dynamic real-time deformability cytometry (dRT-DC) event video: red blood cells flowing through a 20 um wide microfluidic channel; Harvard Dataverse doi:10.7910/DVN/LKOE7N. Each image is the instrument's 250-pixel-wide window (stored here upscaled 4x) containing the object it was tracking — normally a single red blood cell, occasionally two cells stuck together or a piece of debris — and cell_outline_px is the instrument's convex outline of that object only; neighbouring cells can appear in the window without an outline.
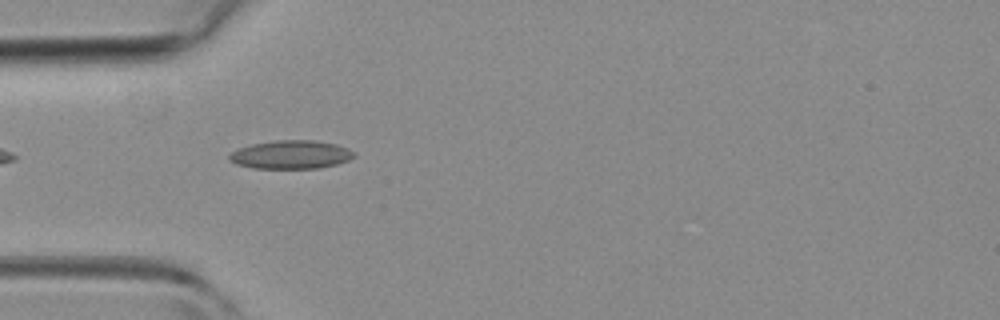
{"species": "common noctule bat (a hibernating species)", "species_latin": "Nyctalus noctula", "temperature_condition": "room temperature", "stored_images_in_passage": 33, "camera_frame_rate_fps": 3000, "um_per_image_px": 0.085, "animal": {"sex": "female", "body_mass_g": 19.3, "forearm_length_mm": 54.1}, "frame": {"image": 1, "passage_image": 2, "time_ms": 0.333, "image_size_px": [1000, 320], "cell_outline_px": [[356, 156], [348, 160], [336, 164], [320, 168], [252, 168], [236, 164], [228, 160], [228, 156], [232, 152], [240, 148], [252, 144], [276, 140], [312, 140], [336, 144], [348, 148], [356, 152]], "centroid_in_image_um": [24.75, 13.14], "position_along_channel_um": 60.3, "area_um2": 20.69}}
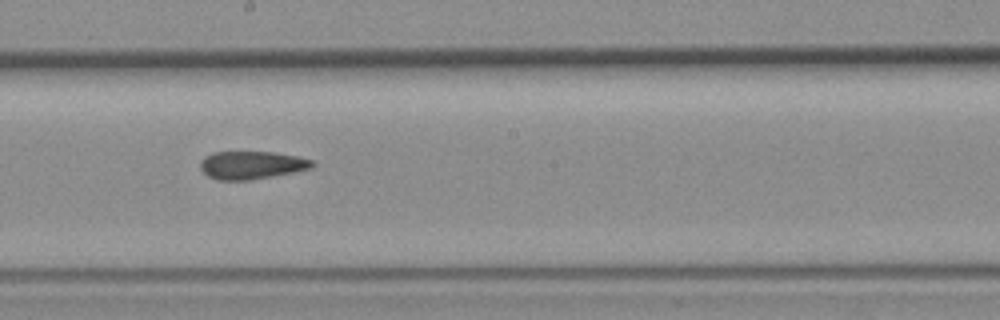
{"frame": {"image": 2, "passage_image": 13, "time_ms": 4.0, "image_size_px": [1000, 320], "cell_outline_px": [[316, 164], [312, 168], [272, 176], [248, 180], [216, 180], [208, 176], [200, 168], [200, 160], [204, 156], [212, 152], [272, 152], [296, 156], [312, 160]], "centroid_in_image_um": [21.35, 14.03], "position_along_channel_um": 226.8, "area_um2": 18.21}}
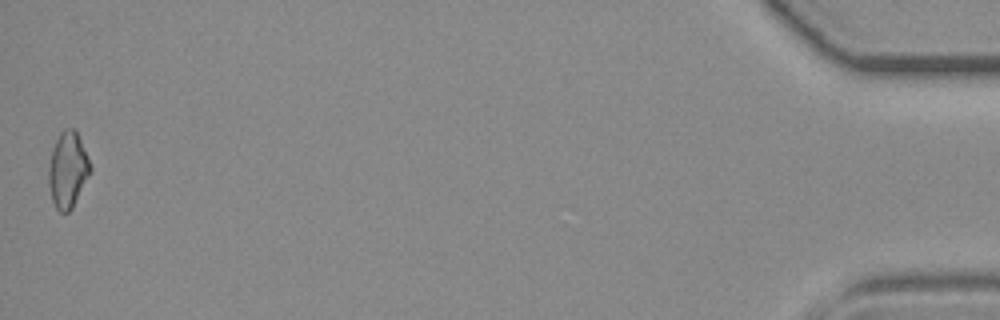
{"frame": {"image": 3, "passage_image": 33, "time_ms": 10.667, "image_size_px": [1000, 320], "cell_outline_px": [[92, 168], [72, 208], [68, 212], [60, 212], [56, 208], [52, 200], [48, 184], [48, 172], [52, 152], [56, 140], [60, 132], [64, 128], [72, 128], [76, 132], [92, 164]], "centroid_in_image_um": [5.76, 14.44], "position_along_channel_um": 429.4, "area_um2": 18.15}}